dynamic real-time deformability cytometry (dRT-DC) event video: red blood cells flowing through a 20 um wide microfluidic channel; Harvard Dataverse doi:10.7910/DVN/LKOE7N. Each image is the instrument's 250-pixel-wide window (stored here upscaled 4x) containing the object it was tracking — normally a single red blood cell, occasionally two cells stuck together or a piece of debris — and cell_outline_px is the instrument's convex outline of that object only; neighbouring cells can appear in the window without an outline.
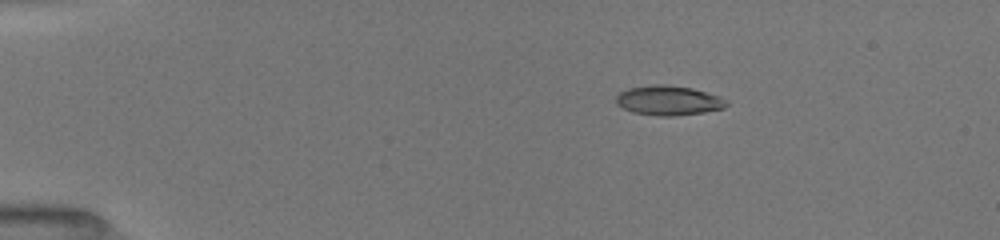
{"species": "common noctule bat (a hibernating species)", "species_latin": "Nyctalus noctula", "temperature_condition": "room temperature", "stored_images_in_passage": 51, "camera_frame_rate_fps": 3000, "um_per_image_px": 0.085, "animal": {"sex": "female", "body_mass_g": 19.5, "forearm_length_mm": 54.1}, "frame": {"image": 1, "passage_image": 9, "time_ms": 2.667, "image_size_px": [1000, 240], "cell_outline_px": [[728, 104], [724, 108], [704, 112], [676, 116], [656, 116], [632, 112], [616, 104], [616, 96], [620, 92], [628, 88], [652, 84], [664, 84], [692, 88], [720, 96], [728, 100]], "centroid_in_image_um": [56.83, 8.54], "position_along_channel_um": 28.2, "area_um2": 19.25}}
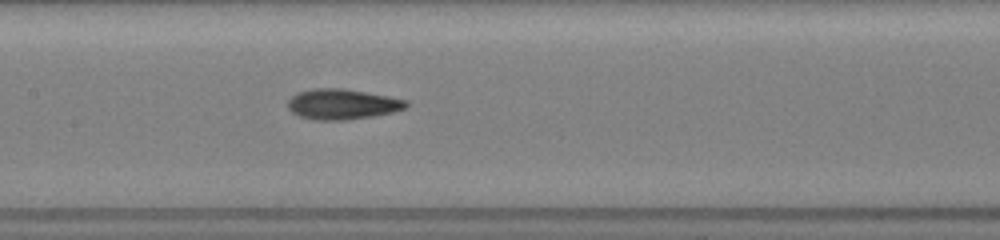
{"frame": {"image": 2, "passage_image": 26, "time_ms": 8.333, "image_size_px": [1000, 240], "cell_outline_px": [[408, 108], [392, 112], [372, 116], [348, 120], [312, 120], [300, 116], [292, 112], [288, 108], [288, 100], [292, 96], [300, 92], [316, 88], [340, 88], [388, 96], [408, 100]], "centroid_in_image_um": [29.11, 8.87], "position_along_channel_um": 178.3, "area_um2": 20.87}}
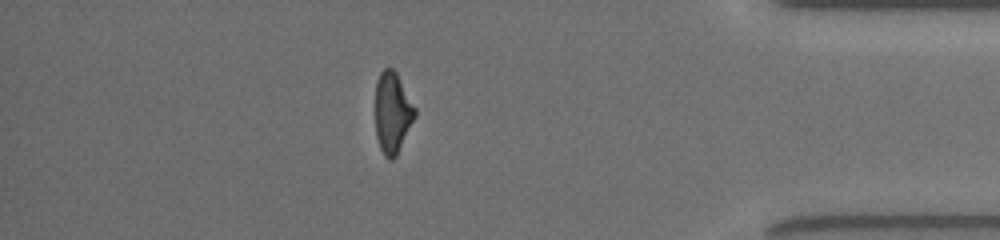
{"frame": {"image": 3, "passage_image": 45, "time_ms": 14.667, "image_size_px": [1000, 240], "cell_outline_px": [[416, 116], [396, 156], [392, 160], [388, 160], [384, 156], [380, 148], [376, 136], [376, 80], [380, 72], [384, 68], [392, 68], [396, 72], [416, 108]], "centroid_in_image_um": [33.36, 9.58], "position_along_channel_um": 401.8, "area_um2": 18.73}, "authors_computed_cell_mechanics": {"area_um2": 19.4786, "velocity_mm_per_s": 4.0391, "shape_relaxation_time_tau1_ms": 4.4818, "shape_relaxation_time_tau2_ms": 2.4305, "deformation_change_tau1": 0.195, "deformation_change_tau2": 0.1004}}